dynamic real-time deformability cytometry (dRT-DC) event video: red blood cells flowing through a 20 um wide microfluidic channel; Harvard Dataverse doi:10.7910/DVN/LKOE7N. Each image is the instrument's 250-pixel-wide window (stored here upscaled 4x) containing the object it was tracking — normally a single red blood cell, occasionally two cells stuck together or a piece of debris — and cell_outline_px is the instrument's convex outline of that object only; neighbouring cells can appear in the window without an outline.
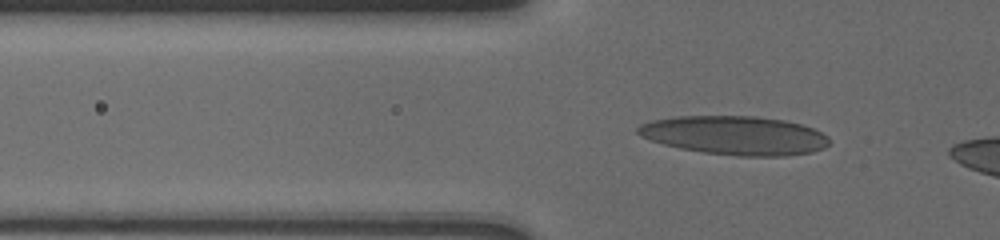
{"species": "human", "species_latin": "Homo sapiens", "temperature_condition": "cold", "stored_images_in_passage": 9, "camera_frame_rate_fps": 3000, "um_per_image_px": 0.085, "donor": {"sex": "male"}, "frame": {"image": 1, "passage_image": 4, "time_ms": 1.667, "image_size_px": [1000, 240], "cell_outline_px": [[828, 144], [824, 148], [812, 152], [784, 156], [740, 156], [704, 152], [680, 148], [664, 144], [640, 136], [636, 132], [636, 128], [640, 124], [652, 120], [676, 116], [756, 116], [784, 120], [800, 124], [812, 128], [828, 136]], "centroid_in_image_um": [62.44, 11.5], "position_along_channel_um": 63.4, "area_um2": 43.18}}
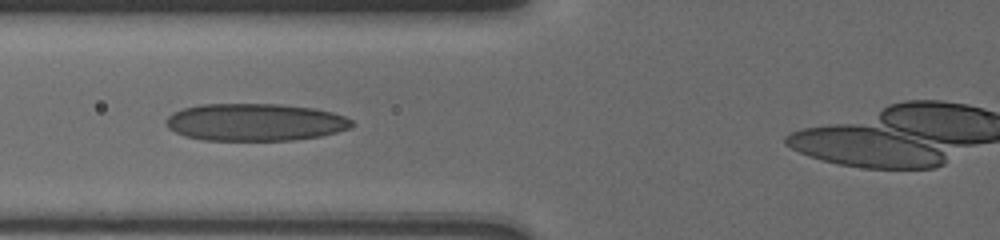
{"frame": {"image": 2, "passage_image": 6, "time_ms": 3.0, "image_size_px": [1000, 240], "cell_outline_px": [[356, 124], [352, 128], [320, 136], [296, 140], [204, 140], [184, 136], [168, 128], [164, 124], [164, 120], [172, 112], [184, 108], [200, 104], [284, 104], [316, 108], [332, 112], [344, 116], [352, 120]], "centroid_in_image_um": [21.69, 10.38], "position_along_channel_um": 104.1, "area_um2": 40.92}}
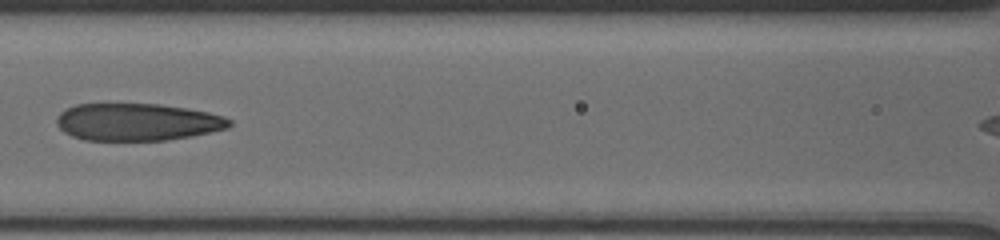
{"frame": {"image": 3, "passage_image": 8, "time_ms": 4.333, "image_size_px": [1000, 240], "cell_outline_px": [[232, 124], [228, 128], [192, 136], [168, 140], [84, 140], [72, 136], [64, 132], [56, 124], [56, 116], [64, 108], [76, 104], [160, 104], [188, 108], [208, 112], [224, 116], [232, 120]], "centroid_in_image_um": [11.66, 10.37], "position_along_channel_um": 154.9, "area_um2": 37.86}}